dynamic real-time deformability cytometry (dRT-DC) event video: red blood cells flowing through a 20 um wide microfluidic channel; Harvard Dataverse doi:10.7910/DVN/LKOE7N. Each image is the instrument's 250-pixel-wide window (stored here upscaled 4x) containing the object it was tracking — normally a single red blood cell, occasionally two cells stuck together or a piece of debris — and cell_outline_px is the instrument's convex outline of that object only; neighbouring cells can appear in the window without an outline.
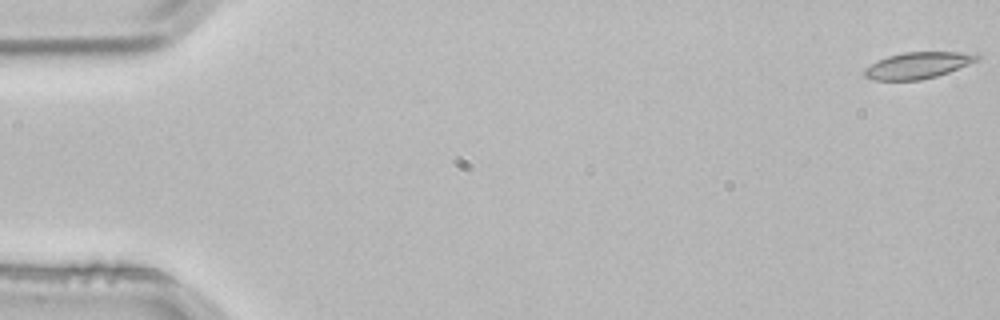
{"species": "common noctule bat (a hibernating species)", "species_latin": "Nyctalus noctula", "temperature_condition": "room temperature", "stored_images_in_passage": 4, "camera_frame_rate_fps": 3000, "um_per_image_px": 0.085, "animal": {"sex": "male", "body_mass_g": 21.5, "forearm_length_mm": 52.0}, "frame": {"image": 1, "passage_image": 1, "time_ms": 0.0, "image_size_px": [1000, 320], "cell_outline_px": [[980, 60], [948, 72], [936, 76], [920, 80], [872, 80], [864, 76], [864, 68], [888, 56], [904, 52], [960, 52], [980, 56]], "centroid_in_image_um": [78.0, 5.56], "position_along_channel_um": 7.0, "area_um2": 17.11}}
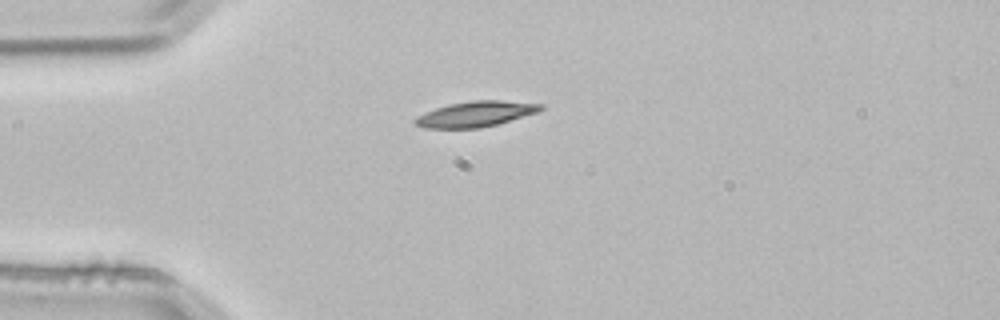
{"frame": {"image": 2, "passage_image": 4, "time_ms": 1.0, "image_size_px": [1000, 320], "cell_outline_px": [[544, 108], [540, 112], [496, 124], [480, 128], [424, 128], [416, 124], [412, 120], [416, 116], [424, 112], [448, 104], [472, 100], [500, 100], [544, 104]], "centroid_in_image_um": [40.44, 9.68], "position_along_channel_um": 44.6, "area_um2": 18.79}}